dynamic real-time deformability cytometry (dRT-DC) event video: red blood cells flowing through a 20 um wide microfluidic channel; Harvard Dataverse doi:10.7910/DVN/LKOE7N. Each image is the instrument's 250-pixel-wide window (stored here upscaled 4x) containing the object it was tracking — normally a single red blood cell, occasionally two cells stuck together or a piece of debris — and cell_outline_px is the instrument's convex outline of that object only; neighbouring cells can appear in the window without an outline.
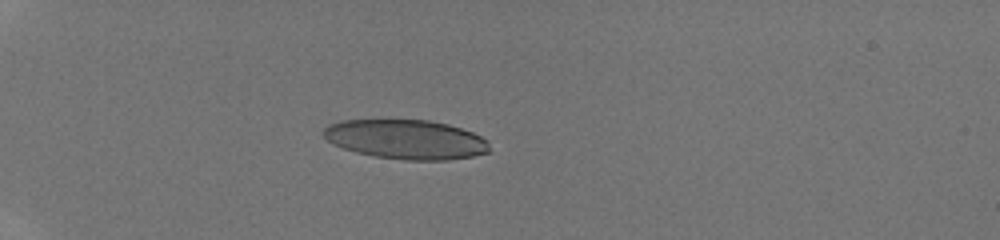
{"species": "human", "species_latin": "Homo sapiens", "temperature_condition": "room temperature", "stored_images_in_passage": 32, "camera_frame_rate_fps": 3000, "um_per_image_px": 0.085, "donor": {"sex": "male"}, "frame": {"image": 1, "passage_image": 1, "time_ms": 0.0, "image_size_px": [1000, 240], "cell_outline_px": [[488, 152], [472, 156], [448, 160], [404, 160], [376, 156], [356, 152], [332, 144], [324, 136], [324, 128], [328, 124], [340, 120], [428, 120], [448, 124], [472, 132], [488, 140]], "centroid_in_image_um": [34.5, 11.84], "position_along_channel_um": 50.5, "area_um2": 37.97}}
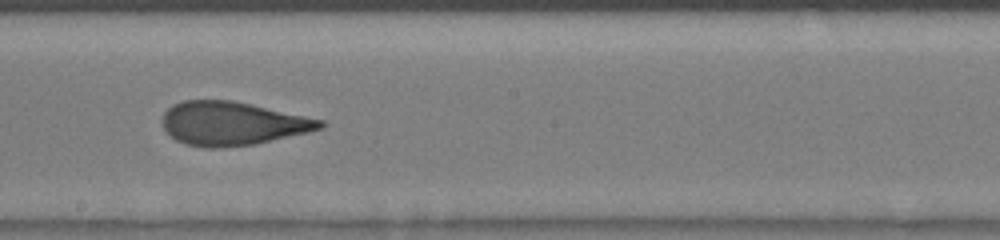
{"frame": {"image": 2, "passage_image": 15, "time_ms": 4.667, "image_size_px": [1000, 240], "cell_outline_px": [[328, 124], [324, 128], [308, 132], [256, 144], [224, 148], [208, 148], [184, 144], [176, 140], [164, 128], [164, 112], [172, 104], [184, 100], [232, 100], [324, 120]], "centroid_in_image_um": [19.78, 10.5], "position_along_channel_um": 228.4, "area_um2": 40.11}}
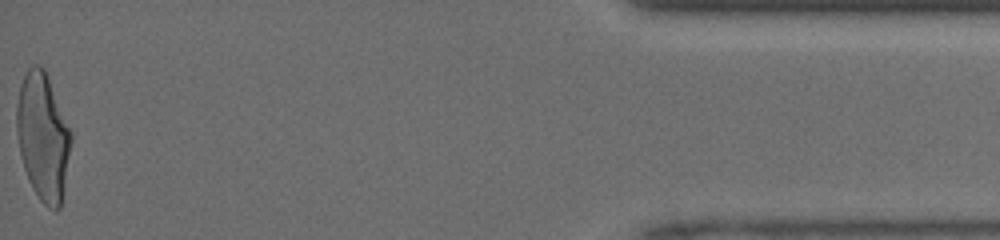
{"frame": {"image": 3, "passage_image": 32, "time_ms": 10.333, "image_size_px": [1000, 240], "cell_outline_px": [[72, 140], [60, 208], [48, 208], [40, 200], [32, 188], [28, 180], [24, 168], [20, 152], [16, 132], [16, 104], [20, 84], [28, 68], [32, 64], [36, 64], [44, 68], [72, 132]], "centroid_in_image_um": [3.64, 11.59], "position_along_channel_um": 431.6, "area_um2": 40.29}}